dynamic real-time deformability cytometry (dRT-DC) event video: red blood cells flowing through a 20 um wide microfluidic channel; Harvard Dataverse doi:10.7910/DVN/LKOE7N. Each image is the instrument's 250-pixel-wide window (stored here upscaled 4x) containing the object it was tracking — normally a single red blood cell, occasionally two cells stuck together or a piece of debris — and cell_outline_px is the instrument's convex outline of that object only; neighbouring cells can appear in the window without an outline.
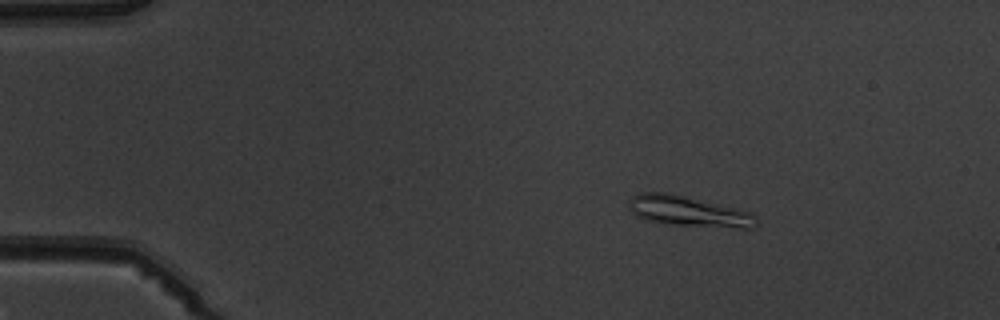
{"species": "common noctule bat (a hibernating species)", "species_latin": "Nyctalus noctula", "temperature_condition": "warm", "stored_images_in_passage": 3, "camera_frame_rate_fps": 3000, "um_per_image_px": 0.085, "animal": {"sex": "male", "body_mass_g": 19.5, "forearm_length_mm": 54.6}, "frame": {"image": 1, "passage_image": 1, "time_ms": 0.0, "image_size_px": [1000, 320], "cell_outline_px": [[756, 224], [752, 228], [740, 228], [676, 224], [648, 220], [636, 216], [632, 212], [628, 204], [632, 196], [640, 192], [668, 192], [752, 212], [756, 216]], "centroid_in_image_um": [58.51, 17.94], "position_along_channel_um": 26.5, "area_um2": 22.2}}